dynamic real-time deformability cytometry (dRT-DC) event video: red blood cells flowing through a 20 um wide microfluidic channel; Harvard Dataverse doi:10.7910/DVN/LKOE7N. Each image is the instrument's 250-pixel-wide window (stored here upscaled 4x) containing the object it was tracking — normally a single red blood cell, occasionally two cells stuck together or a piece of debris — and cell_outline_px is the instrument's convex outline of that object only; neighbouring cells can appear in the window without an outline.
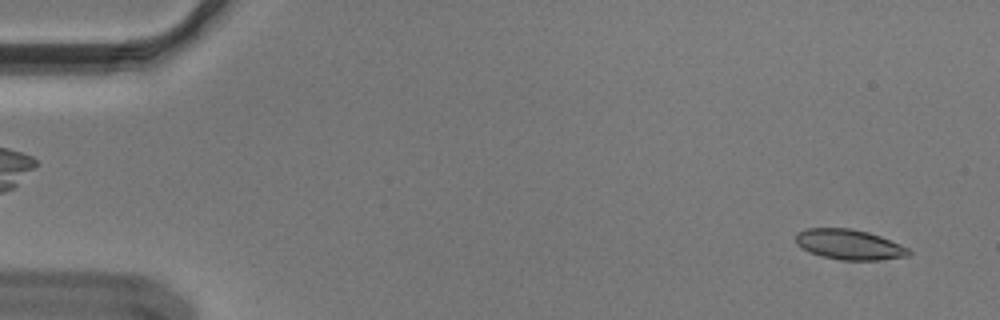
{"species": "Egyptian fruit bat (a non-hibernating species)", "species_latin": "Rousettus aegyptiacus", "temperature_condition": "cold", "stored_images_in_passage": 55, "camera_frame_rate_fps": 3000, "um_per_image_px": 0.085, "animal": {"sex": "male"}, "frame": {"image": 1, "passage_image": 3, "time_ms": 0.667, "image_size_px": [1000, 320], "cell_outline_px": [[912, 252], [908, 256], [880, 260], [840, 260], [820, 256], [808, 252], [796, 244], [796, 232], [808, 228], [852, 228], [868, 232], [880, 236], [900, 244], [908, 248]], "centroid_in_image_um": [72.17, 20.79], "position_along_channel_um": 12.8, "area_um2": 20.06}}
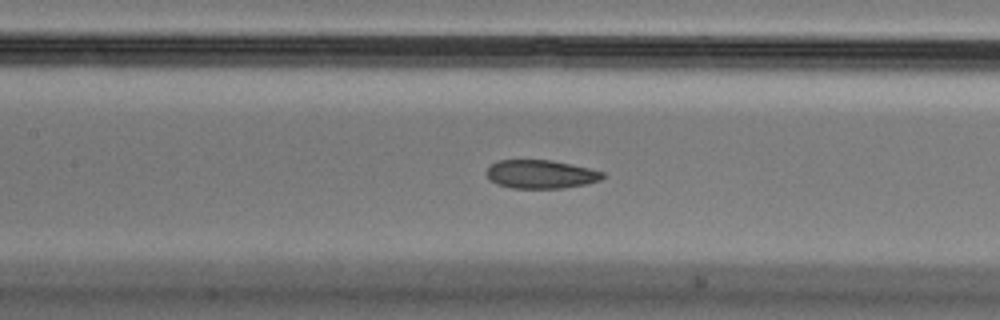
{"frame": {"image": 2, "passage_image": 25, "time_ms": 8.0, "image_size_px": [1000, 320], "cell_outline_px": [[604, 176], [600, 180], [588, 184], [564, 188], [512, 188], [496, 184], [488, 180], [484, 172], [496, 160], [552, 160], [572, 164], [604, 172]], "centroid_in_image_um": [45.93, 14.81], "position_along_channel_um": 161.5, "area_um2": 19.54}}
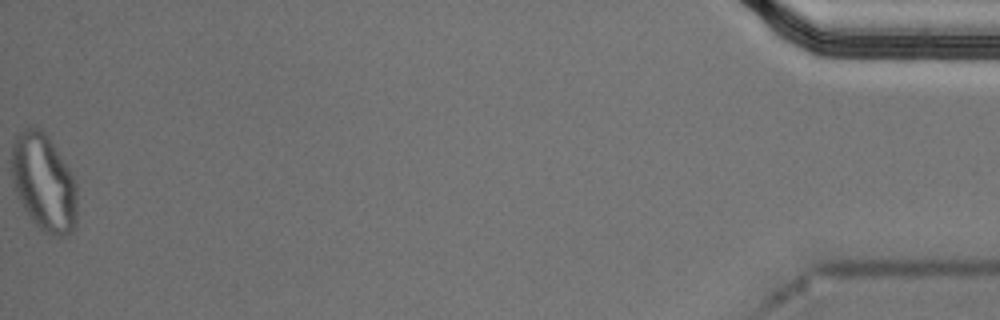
{"frame": {"image": 3, "passage_image": 55, "time_ms": 18.0, "image_size_px": [1000, 320], "cell_outline_px": [[76, 228], [72, 232], [64, 236], [56, 236], [44, 232], [32, 220], [24, 208], [16, 192], [12, 176], [12, 144], [16, 136], [24, 128], [40, 128], [48, 136], [68, 168], [76, 184]], "centroid_in_image_um": [3.73, 15.53], "position_along_channel_um": 431.5, "area_um2": 36.7}, "authors_computed_cell_mechanics": {"area_um2": 20.6924, "velocity_mm_per_s": 3.6426, "shape_relaxation_time_tau1_ms": null, "shape_relaxation_time_tau2_ms": 2.3479, "deformation_change_tau1": null, "deformation_change_tau2": 0.0783}}